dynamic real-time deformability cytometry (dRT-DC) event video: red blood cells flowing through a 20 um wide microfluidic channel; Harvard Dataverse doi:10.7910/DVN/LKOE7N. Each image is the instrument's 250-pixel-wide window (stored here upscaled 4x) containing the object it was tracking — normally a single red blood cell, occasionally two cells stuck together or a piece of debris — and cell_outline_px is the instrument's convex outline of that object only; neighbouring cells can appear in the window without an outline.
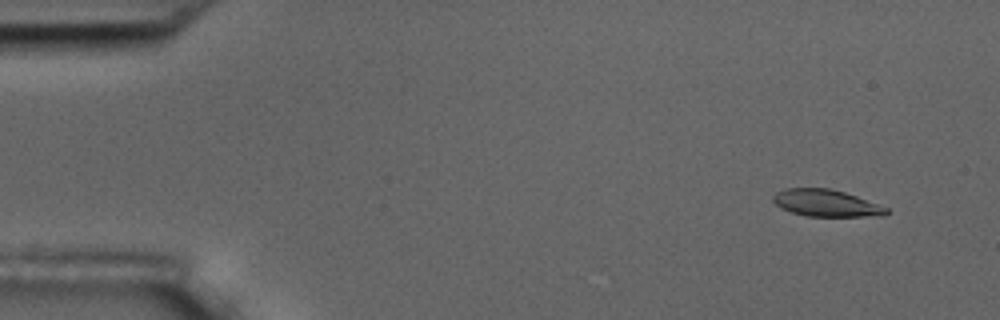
{"species": "common noctule bat (a hibernating species)", "species_latin": "Nyctalus noctula", "temperature_condition": "room temperature", "stored_images_in_passage": 6, "camera_frame_rate_fps": 3000, "um_per_image_px": 0.085, "animal": {"sex": "male", "body_mass_g": 17.5, "forearm_length_mm": 52.3}, "frame": {"image": 1, "passage_image": 1, "time_ms": 0.0, "image_size_px": [1000, 320], "cell_outline_px": [[888, 212], [884, 216], [808, 216], [792, 212], [780, 208], [772, 200], [772, 196], [776, 192], [788, 188], [828, 188], [844, 192], [856, 196], [888, 208]], "centroid_in_image_um": [70.2, 17.26], "position_along_channel_um": 14.8, "area_um2": 17.63}}
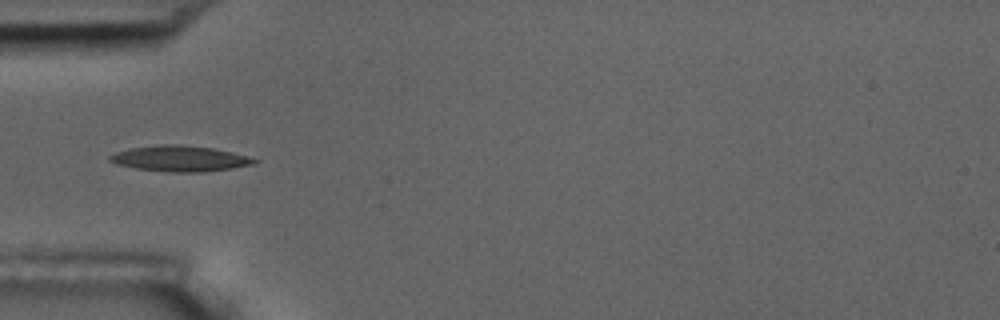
{"frame": {"image": 2, "passage_image": 4, "time_ms": 4.667, "image_size_px": [1000, 320], "cell_outline_px": [[260, 160], [256, 164], [232, 168], [204, 172], [168, 172], [136, 168], [116, 164], [108, 160], [108, 156], [116, 152], [132, 148], [160, 144], [176, 144], [212, 148], [232, 152], [248, 156]], "centroid_in_image_um": [15.32, 13.48], "position_along_channel_um": 69.7, "area_um2": 21.68}}